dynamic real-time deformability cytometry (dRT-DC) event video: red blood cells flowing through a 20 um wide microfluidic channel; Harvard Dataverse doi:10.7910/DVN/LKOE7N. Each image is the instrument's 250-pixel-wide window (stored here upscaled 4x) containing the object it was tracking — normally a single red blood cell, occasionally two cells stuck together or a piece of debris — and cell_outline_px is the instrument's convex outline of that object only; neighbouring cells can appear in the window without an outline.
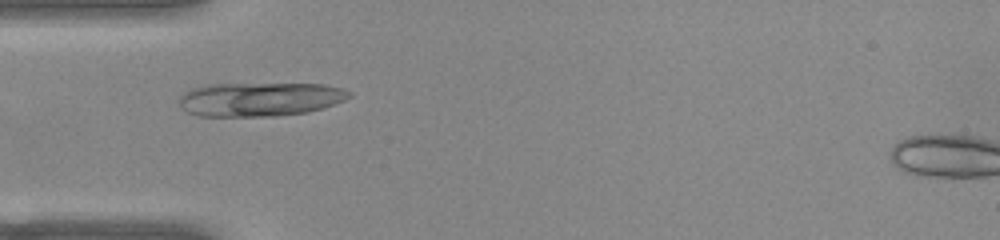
{"species": "common noctule bat (a hibernating species)", "species_latin": "Nyctalus noctula", "temperature_condition": "warm", "stored_images_in_passage": 37, "camera_frame_rate_fps": 3000, "um_per_image_px": 0.085, "animal": {"sex": "female", "body_mass_g": 22.0, "forearm_length_mm": 56.7}, "frame": {"image": 1, "passage_image": 1, "time_ms": 0.0, "image_size_px": [1000, 240], "cell_outline_px": [[352, 96], [344, 100], [308, 112], [276, 116], [196, 116], [180, 108], [180, 96], [192, 88], [204, 84], [324, 84], [344, 88], [352, 92]], "centroid_in_image_um": [22.08, 8.43], "position_along_channel_um": 62.9, "area_um2": 33.7}}
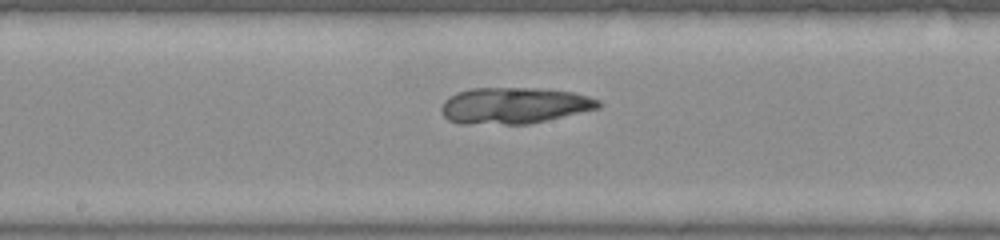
{"frame": {"image": 2, "passage_image": 12, "time_ms": 3.667, "image_size_px": [1000, 240], "cell_outline_px": [[600, 108], [528, 124], [460, 124], [448, 120], [440, 112], [440, 108], [444, 100], [456, 92], [472, 88], [548, 88], [572, 92], [588, 96], [600, 100]], "centroid_in_image_um": [43.67, 8.97], "position_along_channel_um": 204.5, "area_um2": 33.52}}
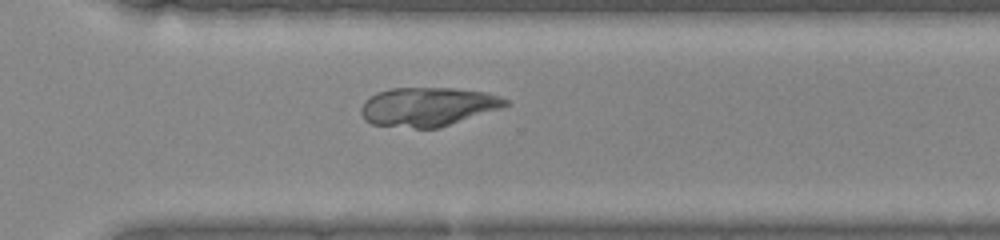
{"frame": {"image": 3, "passage_image": 22, "time_ms": 7.0, "image_size_px": [1000, 240], "cell_outline_px": [[512, 104], [440, 128], [416, 128], [372, 124], [364, 120], [360, 112], [360, 108], [364, 100], [376, 92], [388, 88], [452, 88], [488, 92], [508, 100]], "centroid_in_image_um": [36.34, 9.06], "position_along_channel_um": 334.3, "area_um2": 32.95}}